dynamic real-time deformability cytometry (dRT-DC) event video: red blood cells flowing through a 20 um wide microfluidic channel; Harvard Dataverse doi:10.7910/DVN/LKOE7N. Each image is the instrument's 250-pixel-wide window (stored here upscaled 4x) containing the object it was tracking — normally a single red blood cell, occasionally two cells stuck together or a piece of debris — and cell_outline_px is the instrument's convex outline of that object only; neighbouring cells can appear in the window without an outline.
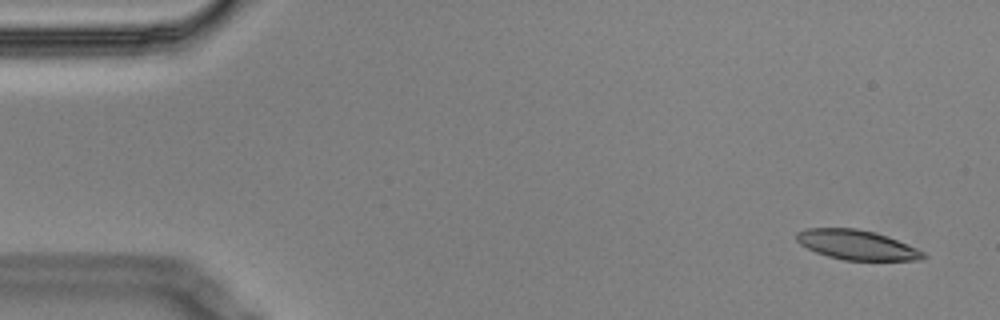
{"species": "Egyptian fruit bat (a non-hibernating species)", "species_latin": "Rousettus aegyptiacus", "temperature_condition": "cold", "stored_images_in_passage": 8, "camera_frame_rate_fps": 3000, "um_per_image_px": 0.085, "animal": {"sex": "male"}, "frame": {"image": 1, "passage_image": 1, "time_ms": 0.0, "image_size_px": [1000, 320], "cell_outline_px": [[928, 256], [920, 260], [844, 260], [828, 256], [816, 252], [800, 244], [796, 240], [796, 232], [804, 228], [856, 228], [876, 232], [888, 236], [916, 248], [924, 252]], "centroid_in_image_um": [72.82, 20.8], "position_along_channel_um": 12.2, "area_um2": 21.96}}
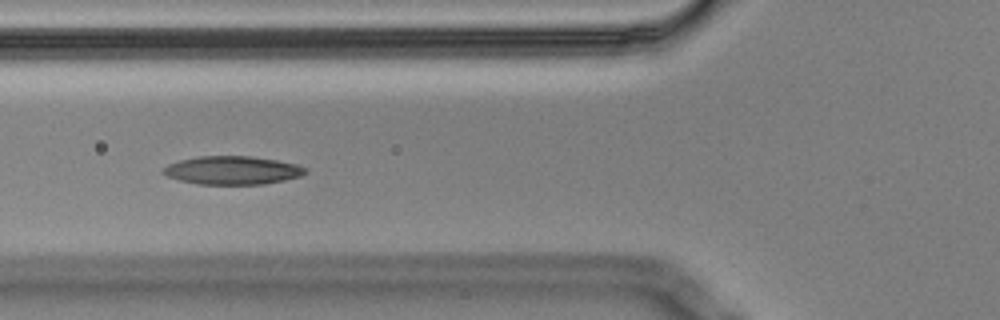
{"frame": {"image": 2, "passage_image": 6, "time_ms": 1.667, "image_size_px": [1000, 320], "cell_outline_px": [[308, 172], [300, 176], [284, 180], [264, 184], [200, 184], [180, 180], [168, 176], [160, 172], [168, 164], [180, 160], [200, 156], [252, 156], [276, 160], [296, 164], [308, 168]], "centroid_in_image_um": [19.78, 14.47], "position_along_channel_um": 106.0, "area_um2": 23.41}}
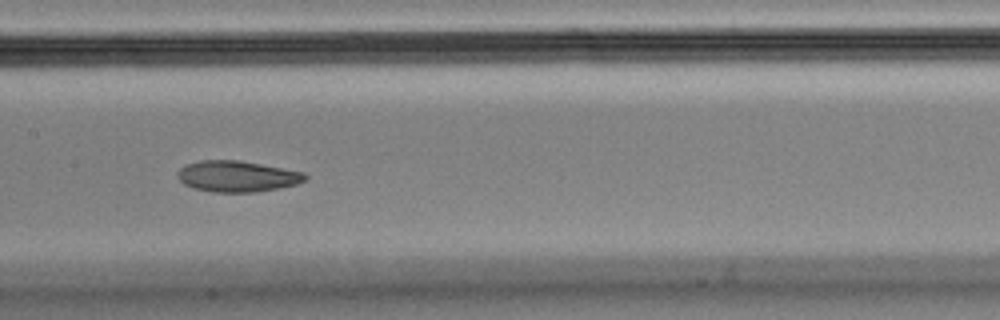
{"frame": {"image": 3, "passage_image": 8, "time_ms": 2.333, "image_size_px": [1000, 320], "cell_outline_px": [[308, 176], [304, 180], [296, 184], [256, 192], [212, 192], [192, 188], [184, 184], [176, 176], [176, 172], [180, 168], [188, 164], [200, 160], [240, 160], [304, 172]], "centroid_in_image_um": [20.12, 14.98], "position_along_channel_um": 187.3, "area_um2": 23.06}}